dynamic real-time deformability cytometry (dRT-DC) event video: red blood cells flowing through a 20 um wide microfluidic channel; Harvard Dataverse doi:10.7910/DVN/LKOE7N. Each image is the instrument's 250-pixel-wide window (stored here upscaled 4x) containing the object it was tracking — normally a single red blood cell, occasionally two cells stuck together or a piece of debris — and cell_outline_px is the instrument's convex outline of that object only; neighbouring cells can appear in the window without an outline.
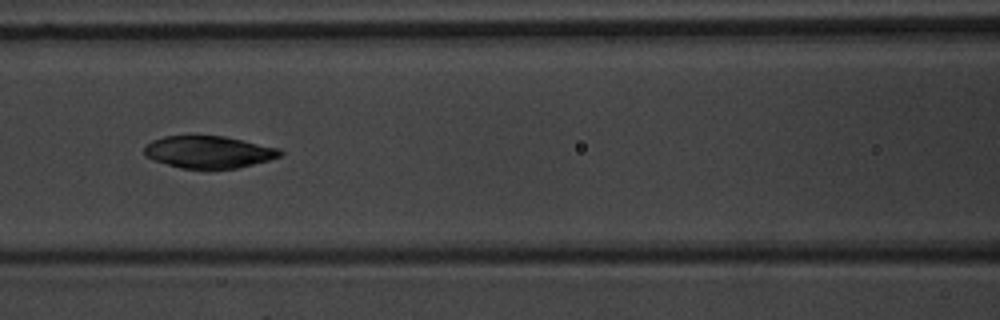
{"species": "common noctule bat (a hibernating species)", "species_latin": "Nyctalus noctula", "temperature_condition": "warm", "stored_images_in_passage": 8, "camera_frame_rate_fps": 3000, "um_per_image_px": 0.085, "animal": {"sex": "male", "body_mass_g": 20.1, "forearm_length_mm": 53.5}, "frame": {"image": 1, "passage_image": 7, "time_ms": 7.0, "image_size_px": [1000, 320], "cell_outline_px": [[284, 152], [280, 156], [268, 160], [236, 168], [180, 168], [152, 160], [144, 156], [144, 148], [152, 140], [164, 136], [224, 136], [280, 148]], "centroid_in_image_um": [17.72, 12.91], "position_along_channel_um": 148.9, "area_um2": 25.32}}
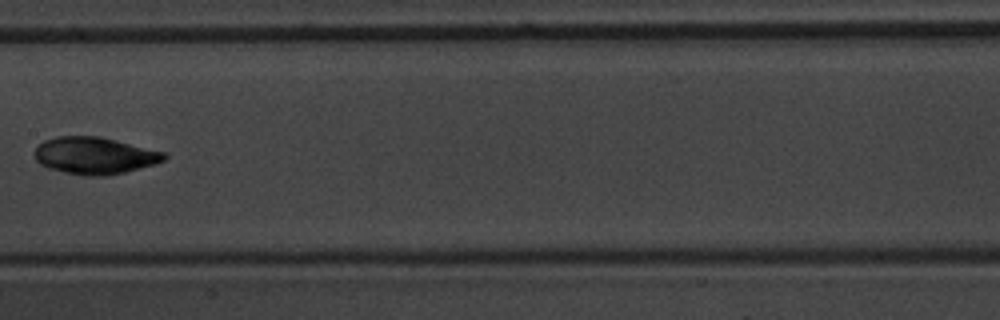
{"frame": {"image": 2, "passage_image": 8, "time_ms": 8.333, "image_size_px": [1000, 320], "cell_outline_px": [[168, 156], [164, 160], [156, 164], [124, 172], [104, 176], [80, 176], [48, 168], [40, 164], [36, 160], [36, 148], [44, 140], [56, 136], [100, 136], [168, 152]], "centroid_in_image_um": [8.09, 13.22], "position_along_channel_um": 199.3, "area_um2": 28.21}}